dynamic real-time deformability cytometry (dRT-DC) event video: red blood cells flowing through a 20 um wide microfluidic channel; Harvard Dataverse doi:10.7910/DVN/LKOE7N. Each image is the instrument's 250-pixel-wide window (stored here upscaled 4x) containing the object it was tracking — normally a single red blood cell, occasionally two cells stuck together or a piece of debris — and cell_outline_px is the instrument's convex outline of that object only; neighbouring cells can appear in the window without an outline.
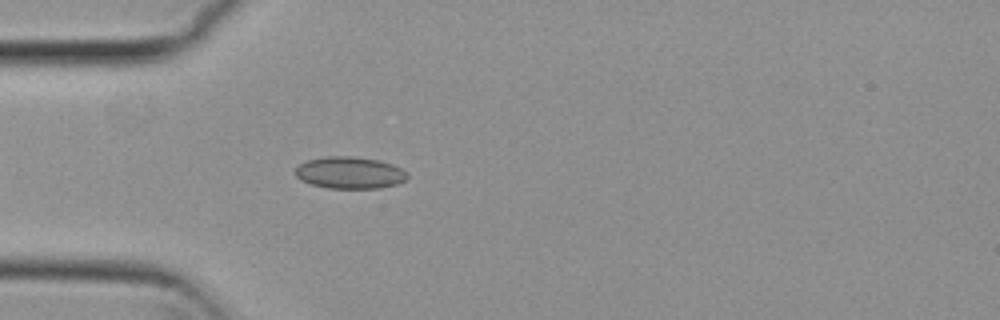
{"species": "common noctule bat (a hibernating species)", "species_latin": "Nyctalus noctula", "temperature_condition": "cold", "stored_images_in_passage": 51, "camera_frame_rate_fps": 3000, "um_per_image_px": 0.085, "animal": {"sex": "female", "body_mass_g": 29.2, "forearm_length_mm": 56.3}, "frame": {"image": 1, "passage_image": 13, "time_ms": 4.0, "image_size_px": [1000, 320], "cell_outline_px": [[408, 180], [396, 184], [380, 188], [328, 188], [312, 184], [300, 180], [296, 176], [296, 168], [300, 164], [308, 160], [324, 156], [352, 156], [380, 160], [392, 164], [400, 168], [408, 176]], "centroid_in_image_um": [29.73, 14.68], "position_along_channel_um": 55.3, "area_um2": 20.81}}
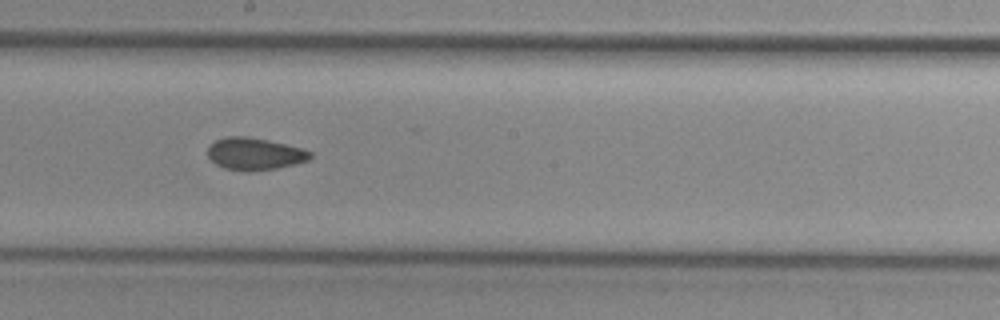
{"frame": {"image": 2, "passage_image": 27, "time_ms": 8.667, "image_size_px": [1000, 320], "cell_outline_px": [[312, 156], [308, 160], [296, 164], [276, 168], [224, 168], [216, 164], [208, 156], [208, 144], [216, 140], [228, 136], [248, 136], [268, 140], [300, 148], [312, 152]], "centroid_in_image_um": [21.64, 13.02], "position_along_channel_um": 226.6, "area_um2": 18.5}}
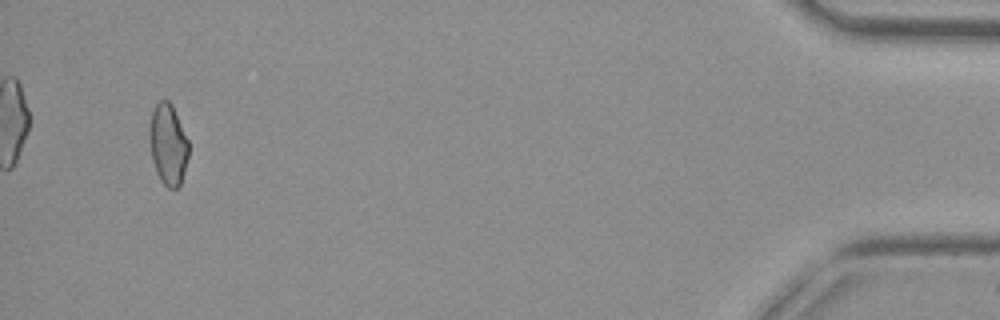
{"frame": {"image": 3, "passage_image": 49, "time_ms": 16.0, "image_size_px": [1000, 320], "cell_outline_px": [[188, 156], [184, 172], [180, 184], [176, 188], [168, 188], [160, 180], [156, 172], [152, 160], [148, 128], [152, 108], [160, 100], [168, 100], [172, 104], [188, 140]], "centroid_in_image_um": [14.26, 12.25], "position_along_channel_um": 420.9, "area_um2": 18.55}, "authors_computed_cell_mechanics": {"area_um2": 19.3052, "velocity_mm_per_s": 3.7904, "shape_relaxation_time_tau1_ms": null, "shape_relaxation_time_tau2_ms": 5.5552, "deformation_change_tau1": null, "deformation_change_tau2": 0.0968}}